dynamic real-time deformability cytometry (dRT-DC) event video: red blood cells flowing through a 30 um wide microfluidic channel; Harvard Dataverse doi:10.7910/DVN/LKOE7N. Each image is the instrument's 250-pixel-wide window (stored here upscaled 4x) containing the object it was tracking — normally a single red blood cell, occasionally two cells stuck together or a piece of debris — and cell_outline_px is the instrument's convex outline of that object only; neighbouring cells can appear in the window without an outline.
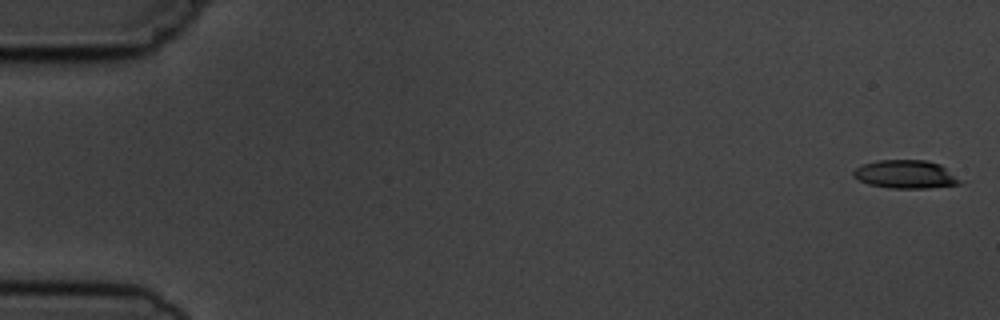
{"species": "common noctule bat (a hibernating species)", "species_latin": "Nyctalus noctula", "temperature_condition": "cold", "stored_images_in_passage": 7, "camera_frame_rate_fps": 3000, "um_per_image_px": 0.085, "animal": {"sex": "male", "body_mass_g": 19.5, "forearm_length_mm": 54.6}, "frame": {"image": 1, "passage_image": 1, "time_ms": 0.0, "image_size_px": [1000, 320], "cell_outline_px": [[964, 184], [928, 188], [888, 188], [868, 184], [852, 176], [852, 172], [856, 168], [864, 164], [876, 160], [924, 160], [940, 164], [964, 180]], "centroid_in_image_um": [77.03, 14.82], "position_along_channel_um": 8.0, "area_um2": 17.8}}
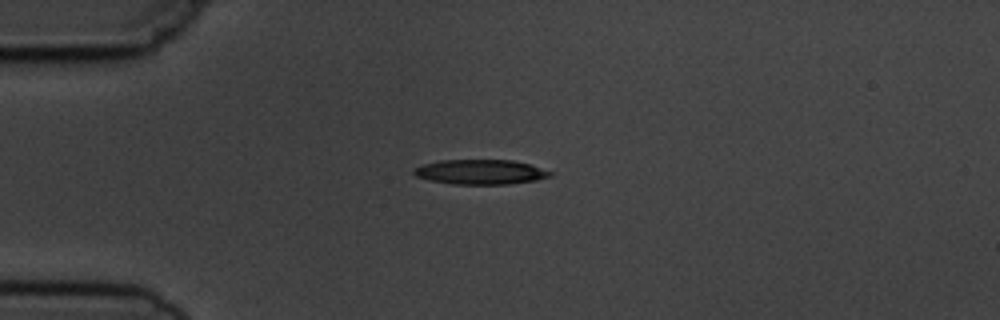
{"frame": {"image": 2, "passage_image": 5, "time_ms": 4.333, "image_size_px": [1000, 320], "cell_outline_px": [[552, 176], [536, 180], [508, 184], [452, 184], [428, 180], [416, 176], [412, 172], [412, 168], [424, 164], [440, 160], [512, 160], [528, 164], [552, 172]], "centroid_in_image_um": [40.79, 14.62], "position_along_channel_um": 44.2, "area_um2": 19.65}}
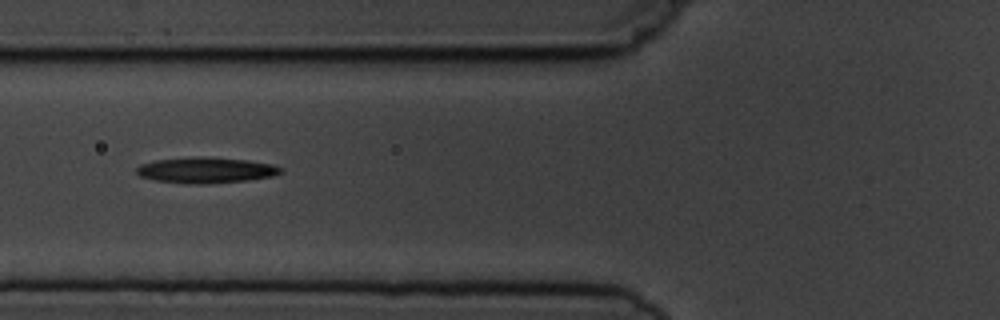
{"frame": {"image": 3, "passage_image": 7, "time_ms": 6.667, "image_size_px": [1000, 320], "cell_outline_px": [[284, 172], [272, 176], [248, 180], [204, 184], [184, 184], [152, 180], [140, 176], [136, 172], [136, 168], [140, 164], [156, 160], [196, 156], [200, 156], [248, 160], [272, 164], [280, 168]], "centroid_in_image_um": [17.46, 14.47], "position_along_channel_um": 108.3, "area_um2": 21.85}}